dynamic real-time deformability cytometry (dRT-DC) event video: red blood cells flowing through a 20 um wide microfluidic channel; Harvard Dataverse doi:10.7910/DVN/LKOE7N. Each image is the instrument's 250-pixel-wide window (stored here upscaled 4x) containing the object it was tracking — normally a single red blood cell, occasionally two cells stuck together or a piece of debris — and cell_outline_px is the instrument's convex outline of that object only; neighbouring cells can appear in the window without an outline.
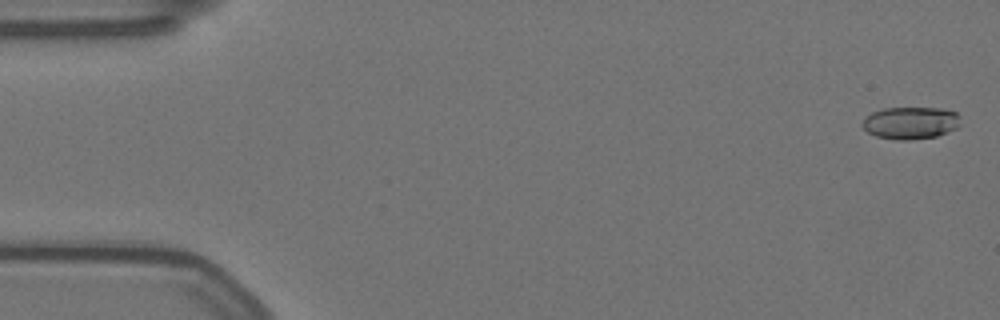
{"species": "Egyptian fruit bat (a non-hibernating species)", "species_latin": "Rousettus aegyptiacus", "temperature_condition": "warm", "stored_images_in_passage": 23, "camera_frame_rate_fps": 3000, "um_per_image_px": 0.085, "animal": {"sex": "female"}, "frame": {"image": 1, "passage_image": 2, "time_ms": 0.333, "image_size_px": [1000, 320], "cell_outline_px": [[960, 124], [956, 128], [936, 136], [908, 140], [896, 140], [876, 136], [868, 132], [860, 124], [864, 116], [872, 112], [884, 108], [940, 108], [956, 112], [960, 116]], "centroid_in_image_um": [77.37, 10.44], "position_along_channel_um": 7.6, "area_um2": 18.55}}
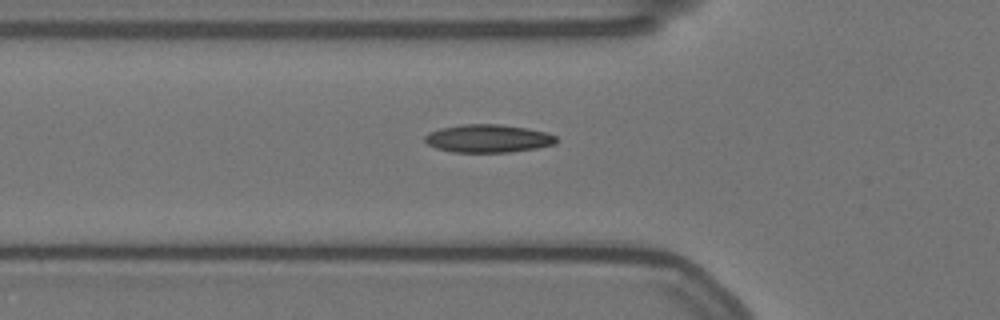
{"frame": {"image": 2, "passage_image": 20, "time_ms": 6.333, "image_size_px": [1000, 320], "cell_outline_px": [[556, 144], [536, 148], [508, 152], [452, 152], [436, 148], [428, 144], [424, 140], [424, 136], [428, 132], [440, 128], [464, 124], [500, 124], [528, 128], [548, 132], [556, 136]], "centroid_in_image_um": [41.48, 11.76], "position_along_channel_um": 84.3, "area_um2": 21.56}}
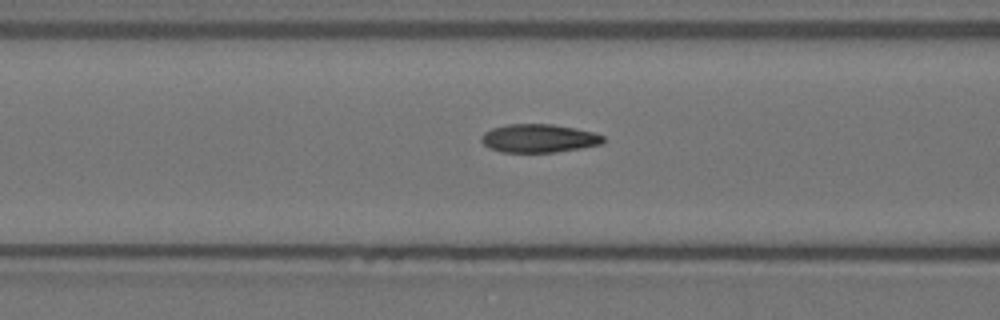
{"frame": {"image": 3, "passage_image": 23, "time_ms": 7.333, "image_size_px": [1000, 320], "cell_outline_px": [[604, 144], [556, 152], [500, 152], [488, 148], [480, 140], [480, 136], [484, 132], [492, 128], [508, 124], [552, 124], [576, 128], [592, 132], [604, 136]], "centroid_in_image_um": [45.78, 11.76], "position_along_channel_um": 120.8, "area_um2": 20.29}}